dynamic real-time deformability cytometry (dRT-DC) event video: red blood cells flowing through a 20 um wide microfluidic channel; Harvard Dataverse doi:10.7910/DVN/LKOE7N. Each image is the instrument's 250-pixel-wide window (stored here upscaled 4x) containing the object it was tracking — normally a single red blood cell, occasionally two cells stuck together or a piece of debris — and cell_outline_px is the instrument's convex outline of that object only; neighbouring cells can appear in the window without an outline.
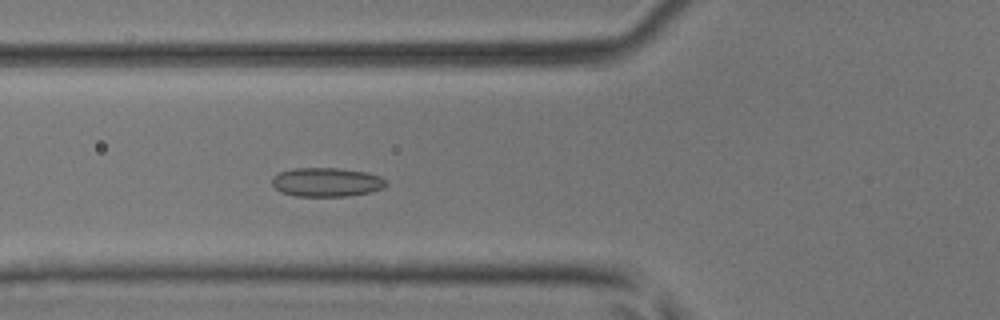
{"species": "common noctule bat (a hibernating species)", "species_latin": "Nyctalus noctula", "temperature_condition": "room temperature", "stored_images_in_passage": 50, "camera_frame_rate_fps": 3000, "um_per_image_px": 0.085, "animal": {"sex": "male", "body_mass_g": 17.9, "forearm_length_mm": 54.2}, "frame": {"image": 1, "passage_image": 19, "time_ms": 6.0, "image_size_px": [1000, 320], "cell_outline_px": [[388, 184], [384, 188], [368, 192], [348, 196], [296, 196], [280, 192], [272, 184], [272, 176], [280, 172], [292, 168], [340, 168], [368, 172], [380, 176], [388, 180]], "centroid_in_image_um": [27.78, 15.47], "position_along_channel_um": 98.0, "area_um2": 19.48}}
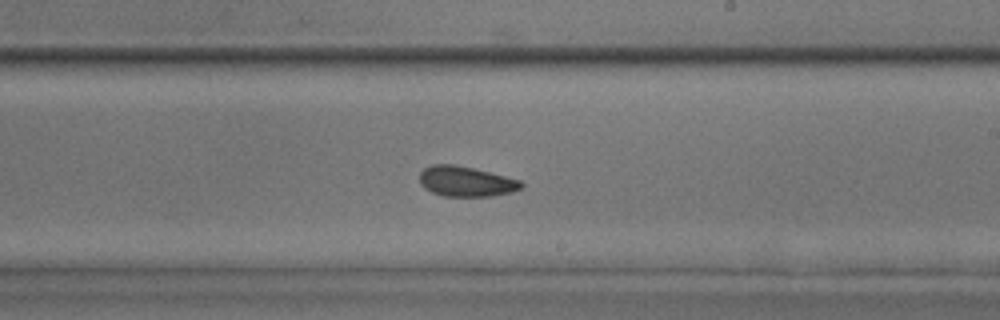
{"frame": {"image": 2, "passage_image": 30, "time_ms": 9.667, "image_size_px": [1000, 320], "cell_outline_px": [[524, 188], [512, 192], [492, 196], [444, 196], [432, 192], [424, 188], [420, 184], [420, 172], [424, 168], [432, 164], [456, 164], [520, 180], [524, 184]], "centroid_in_image_um": [39.61, 15.42], "position_along_channel_um": 249.4, "area_um2": 17.92}}
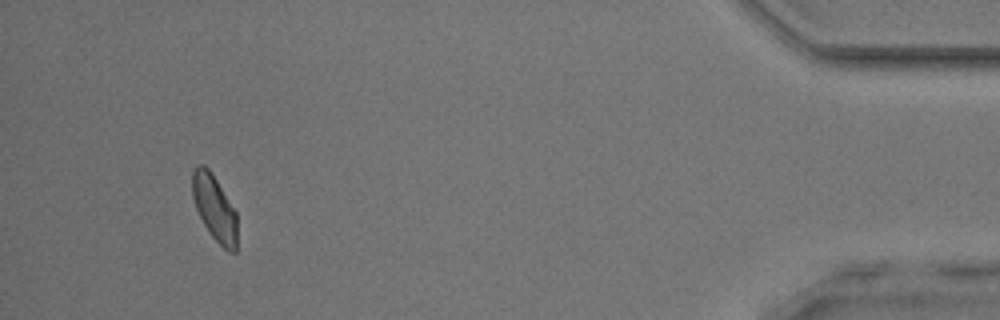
{"frame": {"image": 3, "passage_image": 47, "time_ms": 15.333, "image_size_px": [1000, 320], "cell_outline_px": [[236, 252], [228, 252], [212, 236], [204, 224], [196, 208], [192, 196], [192, 172], [196, 164], [204, 164], [208, 168], [216, 180], [236, 212]], "centroid_in_image_um": [18.21, 17.65], "position_along_channel_um": 417.0, "area_um2": 16.88}, "authors_computed_cell_mechanics": {"area_um2": 18.0336, "velocity_mm_per_s": 4.1439, "shape_relaxation_time_tau1_ms": null, "shape_relaxation_time_tau2_ms": 2.6137, "deformation_change_tau1": null, "deformation_change_tau2": 0.0641}}